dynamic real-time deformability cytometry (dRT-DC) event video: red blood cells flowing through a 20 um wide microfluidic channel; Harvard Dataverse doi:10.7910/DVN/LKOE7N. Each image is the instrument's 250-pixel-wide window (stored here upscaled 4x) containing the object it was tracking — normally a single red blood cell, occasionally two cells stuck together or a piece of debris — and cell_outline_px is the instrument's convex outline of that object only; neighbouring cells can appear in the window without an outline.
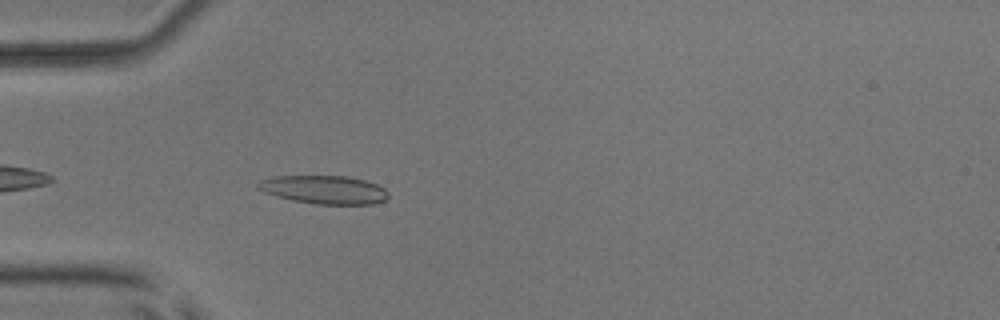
{"species": "common noctule bat (a hibernating species)", "species_latin": "Nyctalus noctula", "temperature_condition": "room temperature", "stored_images_in_passage": 38, "camera_frame_rate_fps": 3000, "um_per_image_px": 0.085, "animal": {"sex": "male", "body_mass_g": 17.9, "forearm_length_mm": 54.2}, "frame": {"image": 1, "passage_image": 3, "time_ms": 0.667, "image_size_px": [1000, 320], "cell_outline_px": [[388, 196], [384, 200], [372, 204], [316, 204], [292, 200], [276, 196], [264, 192], [256, 184], [272, 176], [348, 176], [364, 180], [376, 184], [384, 188], [388, 192]], "centroid_in_image_um": [27.57, 16.12], "position_along_channel_um": 57.4, "area_um2": 21.33}}
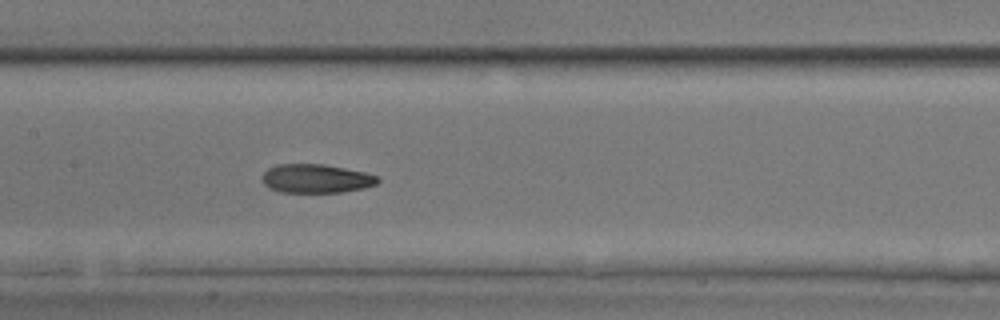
{"frame": {"image": 2, "passage_image": 13, "time_ms": 4.0, "image_size_px": [1000, 320], "cell_outline_px": [[380, 180], [376, 184], [364, 188], [340, 192], [280, 192], [264, 184], [260, 176], [268, 168], [276, 164], [324, 164], [364, 172], [380, 176]], "centroid_in_image_um": [26.87, 15.17], "position_along_channel_um": 180.5, "area_um2": 19.42}}
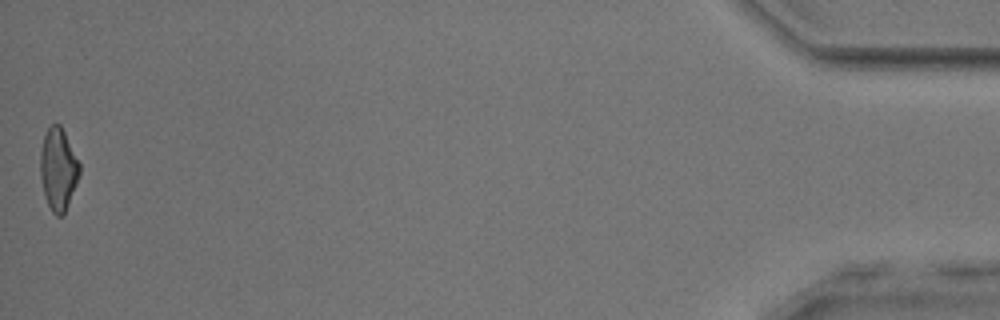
{"frame": {"image": 3, "passage_image": 38, "time_ms": 12.333, "image_size_px": [1000, 320], "cell_outline_px": [[80, 172], [76, 184], [68, 204], [64, 212], [60, 216], [56, 216], [52, 212], [44, 196], [40, 176], [40, 152], [44, 136], [48, 128], [52, 124], [60, 124], [80, 164]], "centroid_in_image_um": [4.93, 14.38], "position_along_channel_um": 430.3, "area_um2": 18.55}, "authors_computed_cell_mechanics": {"area_um2": 19.8254, "velocity_mm_per_s": 3.9003, "shape_relaxation_time_tau1_ms": 8.979, "shape_relaxation_time_tau2_ms": 2.4004, "deformation_change_tau1": 0.2143, "deformation_change_tau2": 0.0912}}